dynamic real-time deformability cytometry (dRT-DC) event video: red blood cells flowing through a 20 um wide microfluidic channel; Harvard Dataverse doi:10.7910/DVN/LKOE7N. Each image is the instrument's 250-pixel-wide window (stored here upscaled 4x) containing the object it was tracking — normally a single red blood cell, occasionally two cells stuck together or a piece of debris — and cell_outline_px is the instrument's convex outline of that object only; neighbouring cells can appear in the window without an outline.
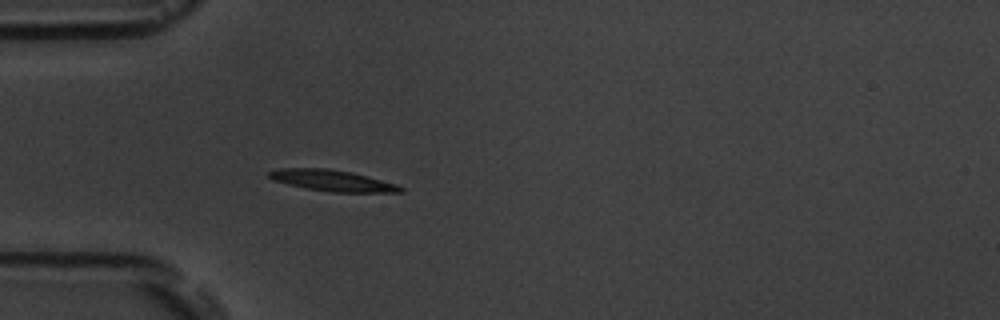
{"species": "common noctule bat (a hibernating species)", "species_latin": "Nyctalus noctula", "temperature_condition": "room temperature", "stored_images_in_passage": 4, "camera_frame_rate_fps": 3000, "um_per_image_px": 0.085, "animal": {"sex": "male", "body_mass_g": 19.5, "forearm_length_mm": 54.6}, "frame": {"image": 1, "passage_image": 4, "time_ms": 4.333, "image_size_px": [1000, 320], "cell_outline_px": [[404, 192], [332, 192], [304, 188], [272, 180], [268, 176], [268, 172], [280, 168], [324, 168], [352, 172], [368, 176], [396, 184], [404, 188]], "centroid_in_image_um": [28.24, 15.35], "position_along_channel_um": 56.8, "area_um2": 16.18}}